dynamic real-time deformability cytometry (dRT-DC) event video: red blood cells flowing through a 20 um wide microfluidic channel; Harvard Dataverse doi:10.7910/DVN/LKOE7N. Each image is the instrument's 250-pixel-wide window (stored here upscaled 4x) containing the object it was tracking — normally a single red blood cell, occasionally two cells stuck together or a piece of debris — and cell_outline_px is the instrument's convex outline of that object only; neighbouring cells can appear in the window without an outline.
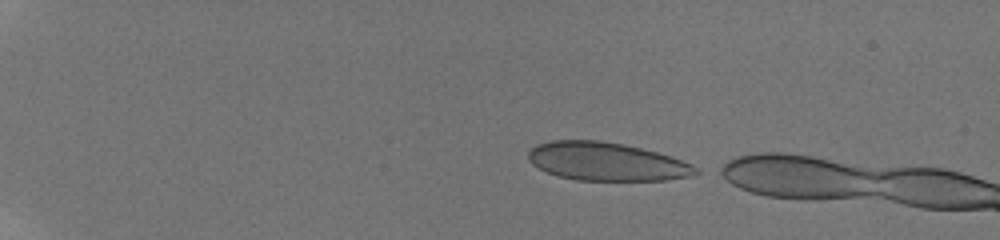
{"species": "human", "species_latin": "Homo sapiens", "temperature_condition": "room temperature", "stored_images_in_passage": 45, "camera_frame_rate_fps": 3000, "um_per_image_px": 0.085, "donor": {"sex": "male"}, "frame": {"image": 1, "passage_image": 1, "time_ms": 0.0, "image_size_px": [1000, 240], "cell_outline_px": [[700, 172], [688, 176], [668, 180], [576, 180], [560, 176], [548, 172], [532, 164], [528, 160], [528, 152], [536, 144], [548, 140], [600, 140], [624, 144], [656, 152], [692, 164], [700, 168]], "centroid_in_image_um": [51.53, 13.72], "position_along_channel_um": 33.5, "area_um2": 37.22}}
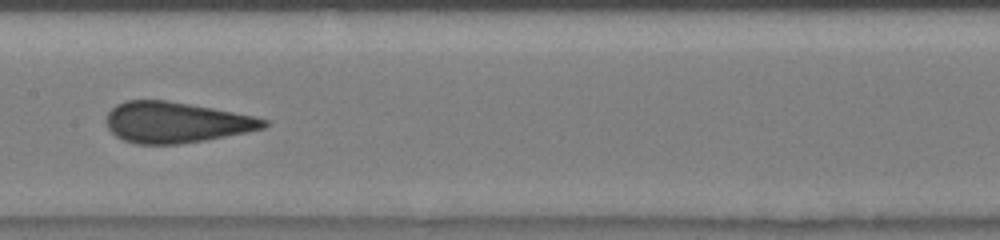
{"frame": {"image": 2, "passage_image": 21, "time_ms": 6.667, "image_size_px": [1000, 240], "cell_outline_px": [[268, 124], [264, 128], [248, 132], [204, 140], [180, 144], [136, 144], [124, 140], [116, 136], [108, 128], [104, 120], [108, 112], [116, 104], [124, 100], [164, 100], [212, 108], [252, 116], [268, 120]], "centroid_in_image_um": [14.91, 10.4], "position_along_channel_um": 192.5, "area_um2": 37.34}}
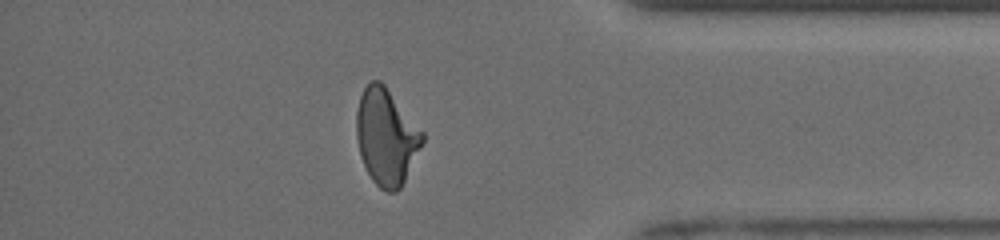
{"frame": {"image": 3, "passage_image": 41, "time_ms": 12.333, "image_size_px": [1000, 240], "cell_outline_px": [[424, 140], [400, 188], [396, 192], [384, 192], [372, 180], [360, 156], [356, 136], [356, 112], [360, 96], [364, 88], [372, 80], [380, 80], [384, 84], [424, 132]], "centroid_in_image_um": [32.82, 11.62], "position_along_channel_um": 402.4, "area_um2": 36.76}}